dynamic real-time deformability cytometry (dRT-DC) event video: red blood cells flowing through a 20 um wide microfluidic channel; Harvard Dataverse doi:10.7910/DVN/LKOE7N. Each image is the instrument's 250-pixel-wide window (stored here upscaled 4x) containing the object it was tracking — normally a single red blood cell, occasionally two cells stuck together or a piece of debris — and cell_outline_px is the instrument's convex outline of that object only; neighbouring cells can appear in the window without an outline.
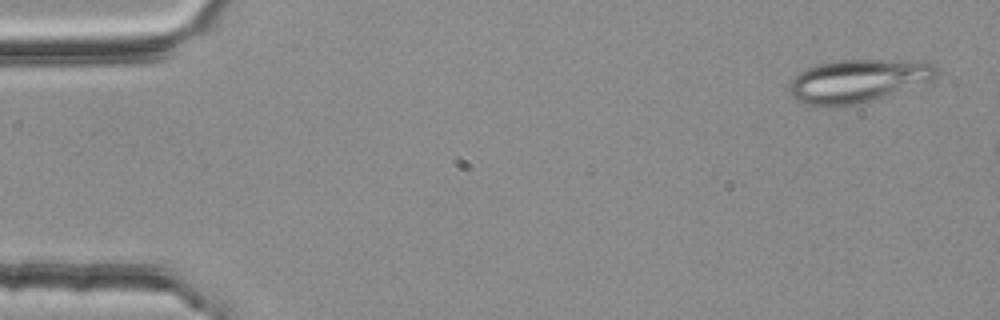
{"species": "common noctule bat (a hibernating species)", "species_latin": "Nyctalus noctula", "temperature_condition": "room temperature", "stored_images_in_passage": 3, "camera_frame_rate_fps": 3000, "um_per_image_px": 0.085, "animal": {"sex": "female", "body_mass_g": 25.1}, "frame": {"image": 1, "passage_image": 1, "time_ms": 0.0, "image_size_px": [1000, 320], "cell_outline_px": [[936, 76], [932, 80], [884, 96], [856, 104], [824, 108], [808, 104], [796, 100], [788, 92], [788, 84], [800, 72], [808, 68], [820, 64], [840, 60], [924, 60], [932, 64], [936, 68]], "centroid_in_image_um": [72.89, 6.88], "position_along_channel_um": 12.1, "area_um2": 36.76}}